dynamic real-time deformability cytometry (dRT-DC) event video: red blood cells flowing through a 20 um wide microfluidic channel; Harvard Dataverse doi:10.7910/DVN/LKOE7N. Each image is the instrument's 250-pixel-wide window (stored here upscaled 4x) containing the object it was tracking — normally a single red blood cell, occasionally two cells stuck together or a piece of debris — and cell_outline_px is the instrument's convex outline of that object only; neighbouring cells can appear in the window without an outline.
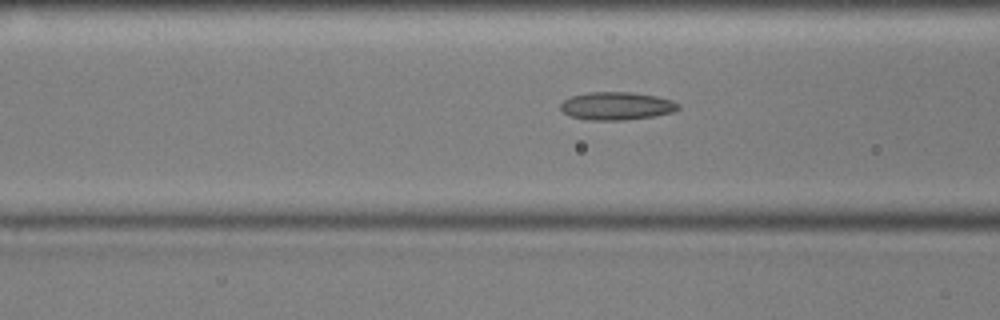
{"species": "common noctule bat (a hibernating species)", "species_latin": "Nyctalus noctula", "temperature_condition": "cold", "stored_images_in_passage": 44, "camera_frame_rate_fps": 3000, "um_per_image_px": 0.085, "animal": {"sex": "male", "body_mass_g": 17.9, "forearm_length_mm": 54.2}, "frame": {"image": 1, "passage_image": 10, "time_ms": 3.0, "image_size_px": [1000, 320], "cell_outline_px": [[680, 108], [672, 112], [652, 116], [624, 120], [588, 120], [572, 116], [564, 112], [560, 108], [560, 104], [564, 100], [572, 96], [588, 92], [632, 92], [656, 96], [672, 100], [680, 104]], "centroid_in_image_um": [52.42, 9.0], "position_along_channel_um": 114.2, "area_um2": 19.07}}
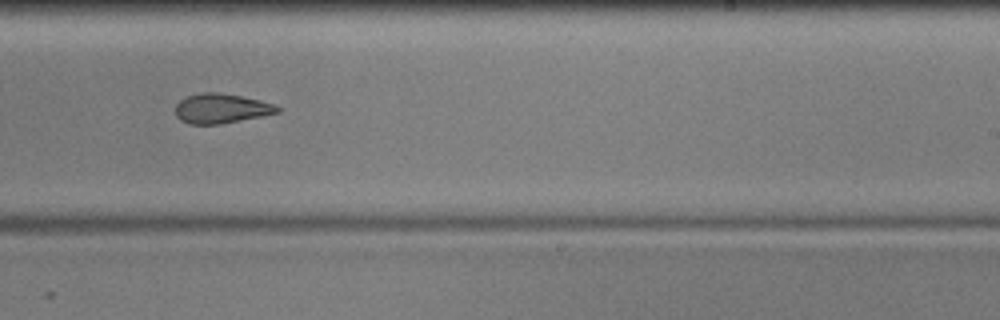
{"frame": {"image": 2, "passage_image": 23, "time_ms": 7.333, "image_size_px": [1000, 320], "cell_outline_px": [[280, 112], [220, 124], [188, 124], [180, 120], [176, 116], [176, 104], [180, 100], [188, 96], [200, 92], [216, 92], [240, 96], [260, 100], [276, 104], [280, 108]], "centroid_in_image_um": [18.79, 9.22], "position_along_channel_um": 270.2, "area_um2": 17.57}}
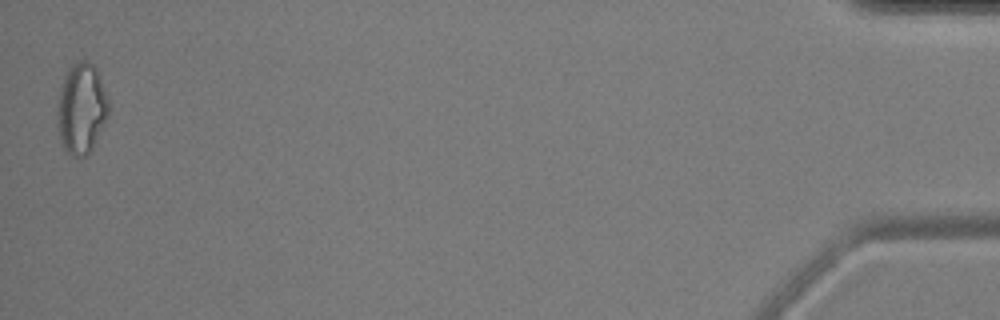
{"frame": {"image": 3, "passage_image": 44, "time_ms": 14.333, "image_size_px": [1000, 320], "cell_outline_px": [[108, 116], [88, 156], [72, 156], [64, 152], [60, 136], [56, 116], [56, 112], [60, 92], [64, 76], [72, 64], [80, 60], [88, 60], [96, 68], [108, 100]], "centroid_in_image_um": [6.91, 9.24], "position_along_channel_um": 428.3, "area_um2": 26.93}, "authors_computed_cell_mechanics": {"area_um2": 19.1029, "velocity_mm_per_s": 3.5927, "shape_relaxation_time_tau1_ms": 9.6848, "shape_relaxation_time_tau2_ms": 2.9159, "deformation_change_tau1": 0.1649, "deformation_change_tau2": 0.11}}